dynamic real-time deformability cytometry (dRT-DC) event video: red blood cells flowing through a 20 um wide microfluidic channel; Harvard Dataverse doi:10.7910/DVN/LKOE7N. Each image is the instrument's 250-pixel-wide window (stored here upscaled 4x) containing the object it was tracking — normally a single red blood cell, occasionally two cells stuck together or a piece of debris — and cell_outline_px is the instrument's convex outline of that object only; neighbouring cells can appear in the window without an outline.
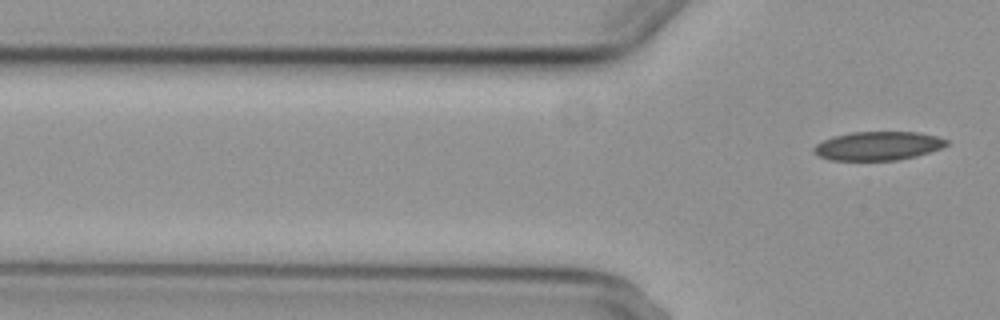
{"species": "common noctule bat (a hibernating species)", "species_latin": "Nyctalus noctula", "temperature_condition": "cold", "stored_images_in_passage": 5, "segment_of_instrument_passage": [2, 2], "camera_frame_rate_fps": 3000, "um_per_image_px": 0.085, "animal": {"sex": "female", "body_mass_g": 29.2, "forearm_length_mm": 56.3}, "frame": {"image": 1, "passage_image": 5, "time_ms": 4.667, "image_size_px": [1000, 320], "cell_outline_px": [[948, 144], [940, 148], [916, 156], [896, 160], [828, 160], [812, 152], [812, 148], [816, 144], [832, 136], [852, 132], [916, 132], [936, 136], [948, 140]], "centroid_in_image_um": [74.59, 12.4], "position_along_channel_um": 51.2, "area_um2": 22.14}}